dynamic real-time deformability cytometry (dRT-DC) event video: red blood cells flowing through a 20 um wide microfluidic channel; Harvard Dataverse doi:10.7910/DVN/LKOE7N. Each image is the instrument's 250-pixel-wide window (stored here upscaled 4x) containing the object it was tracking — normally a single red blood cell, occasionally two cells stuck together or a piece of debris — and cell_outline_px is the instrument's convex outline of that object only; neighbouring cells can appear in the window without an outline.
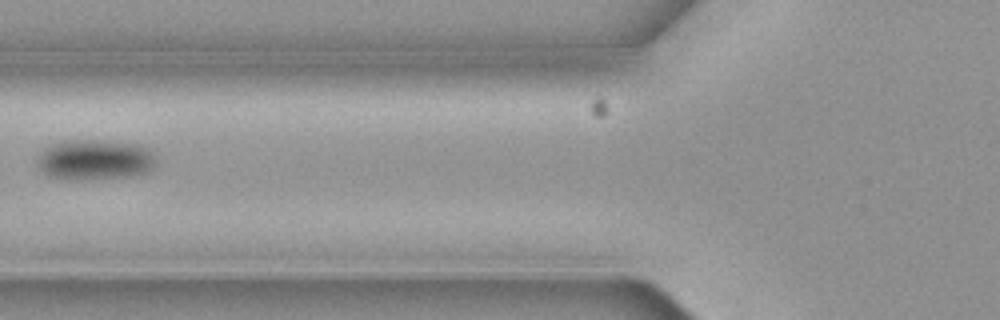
{"species": "common noctule bat (a hibernating species)", "species_latin": "Nyctalus noctula", "temperature_condition": "cold", "stored_images_in_passage": 4, "camera_frame_rate_fps": 3000, "um_per_image_px": 0.085, "animal": {"sex": "female", "body_mass_g": 19.3, "forearm_length_mm": 54.1}, "frame": {"image": 1, "passage_image": 3, "time_ms": 0.667, "image_size_px": [1000, 320], "cell_outline_px": [[156, 160], [152, 168], [148, 172], [124, 176], [76, 180], [68, 180], [52, 176], [44, 172], [40, 168], [36, 160], [40, 152], [44, 148], [52, 144], [64, 140], [104, 140], [136, 144], [148, 148], [152, 152]], "centroid_in_image_um": [8.04, 13.56], "position_along_channel_um": 117.8, "area_um2": 27.86}}
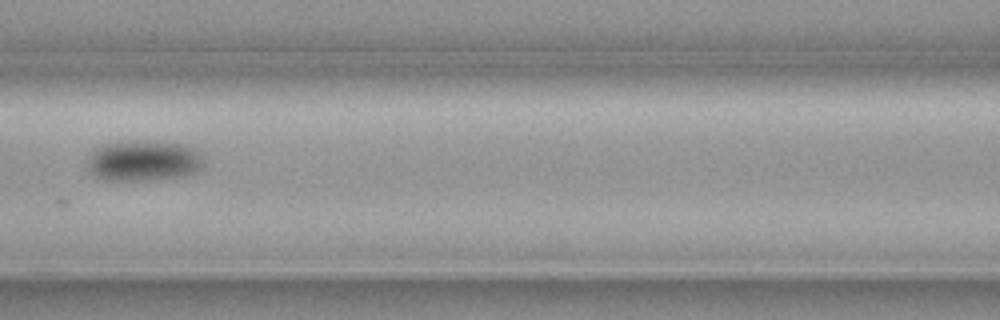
{"frame": {"image": 2, "passage_image": 4, "time_ms": 1.0, "image_size_px": [1000, 320], "cell_outline_px": [[204, 164], [196, 172], [184, 176], [156, 180], [104, 180], [88, 172], [84, 164], [84, 160], [88, 152], [92, 148], [100, 144], [120, 140], [152, 140], [184, 144], [196, 148], [200, 152], [204, 160]], "centroid_in_image_um": [12.12, 13.63], "position_along_channel_um": 154.5, "area_um2": 29.13}}